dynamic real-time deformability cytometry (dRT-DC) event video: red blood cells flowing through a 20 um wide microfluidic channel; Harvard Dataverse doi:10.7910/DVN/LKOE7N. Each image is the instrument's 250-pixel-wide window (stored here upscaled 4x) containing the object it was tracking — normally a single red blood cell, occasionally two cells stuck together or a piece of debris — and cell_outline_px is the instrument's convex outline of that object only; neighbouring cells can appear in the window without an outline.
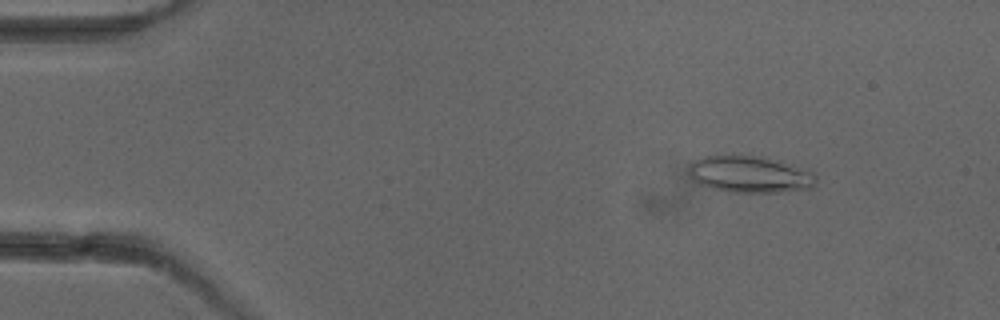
{"species": "common noctule bat (a hibernating species)", "species_latin": "Nyctalus noctula", "temperature_condition": "cold", "stored_images_in_passage": 4, "camera_frame_rate_fps": 3000, "um_per_image_px": 0.085, "animal": {"sex": "female"}, "frame": {"image": 1, "passage_image": 2, "time_ms": 1.0, "image_size_px": [1000, 320], "cell_outline_px": [[816, 184], [812, 188], [776, 192], [732, 192], [712, 188], [696, 184], [692, 180], [688, 172], [688, 164], [692, 160], [704, 156], [764, 156], [780, 160], [812, 172], [816, 176]], "centroid_in_image_um": [63.69, 14.81], "position_along_channel_um": 21.3, "area_um2": 27.46}}